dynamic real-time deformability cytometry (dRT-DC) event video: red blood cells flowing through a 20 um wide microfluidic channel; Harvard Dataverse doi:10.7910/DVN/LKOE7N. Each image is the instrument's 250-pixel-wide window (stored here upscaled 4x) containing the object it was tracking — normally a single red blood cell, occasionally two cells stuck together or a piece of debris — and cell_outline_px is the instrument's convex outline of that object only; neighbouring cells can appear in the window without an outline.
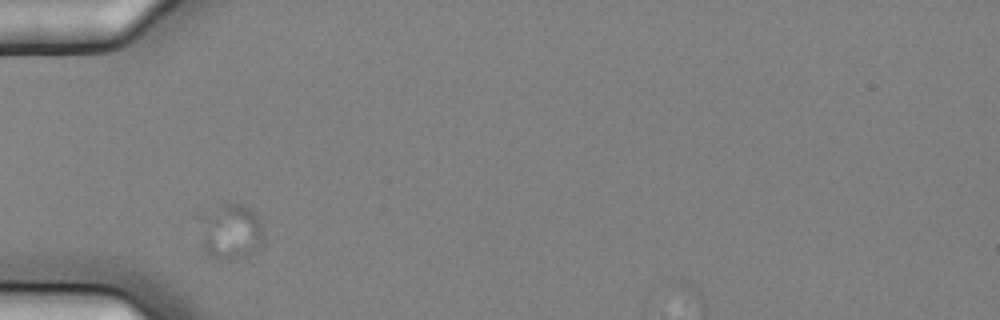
{"species": "common noctule bat (a hibernating species)", "species_latin": "Nyctalus noctula", "temperature_condition": "cold", "stored_images_in_passage": 1, "camera_frame_rate_fps": 3000, "um_per_image_px": 0.085, "animal": {"sex": "female", "body_mass_g": 25.1}, "frame": {"image": 1, "passage_image": 1, "time_ms": 0.0, "image_size_px": [1000, 320], "cell_outline_px": [[264, 236], [256, 252], [244, 256], [228, 260], [212, 260], [200, 248], [192, 216], [200, 212], [220, 204], [236, 200], [244, 204], [256, 212], [260, 220]], "centroid_in_image_um": [19.42, 19.63], "position_along_channel_um": 65.6, "area_um2": 23.12}}